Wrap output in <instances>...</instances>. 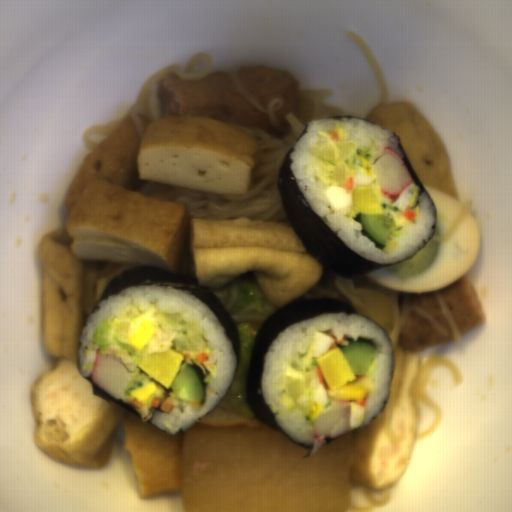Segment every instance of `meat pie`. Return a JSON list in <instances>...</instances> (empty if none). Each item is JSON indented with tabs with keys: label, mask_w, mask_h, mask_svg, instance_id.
<instances>
[{
	"label": "meat pie",
	"mask_w": 512,
	"mask_h": 512,
	"mask_svg": "<svg viewBox=\"0 0 512 512\" xmlns=\"http://www.w3.org/2000/svg\"><path fill=\"white\" fill-rule=\"evenodd\" d=\"M324 267L320 278L300 298H331L351 304V300L343 295L336 283V276Z\"/></svg>",
	"instance_id": "obj_1"
}]
</instances>
